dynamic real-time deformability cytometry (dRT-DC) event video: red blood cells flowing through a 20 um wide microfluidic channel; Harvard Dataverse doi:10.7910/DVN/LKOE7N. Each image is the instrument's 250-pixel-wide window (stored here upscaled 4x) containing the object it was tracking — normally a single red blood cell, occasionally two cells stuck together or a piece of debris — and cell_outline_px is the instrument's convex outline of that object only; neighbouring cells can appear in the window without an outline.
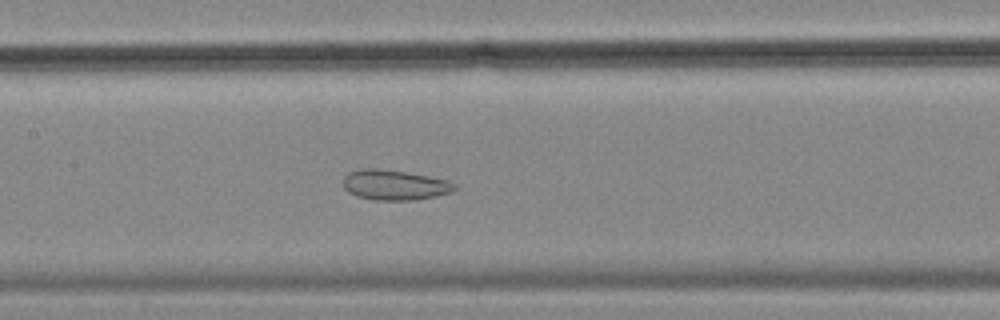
{"species": "common noctule bat (a hibernating species)", "species_latin": "Nyctalus noctula", "temperature_condition": "cold", "stored_images_in_passage": 56, "camera_frame_rate_fps": 3000, "um_per_image_px": 0.085, "animal": {"sex": "female", "body_mass_g": 18.4}, "frame": {"image": 1, "passage_image": 26, "time_ms": 8.333, "image_size_px": [1000, 320], "cell_outline_px": [[456, 188], [452, 192], [436, 196], [416, 200], [376, 200], [356, 196], [348, 192], [344, 188], [344, 176], [348, 172], [360, 168], [376, 168], [404, 172], [428, 176], [448, 180], [456, 184]], "centroid_in_image_um": [33.53, 15.72], "position_along_channel_um": 173.9, "area_um2": 19.65}}
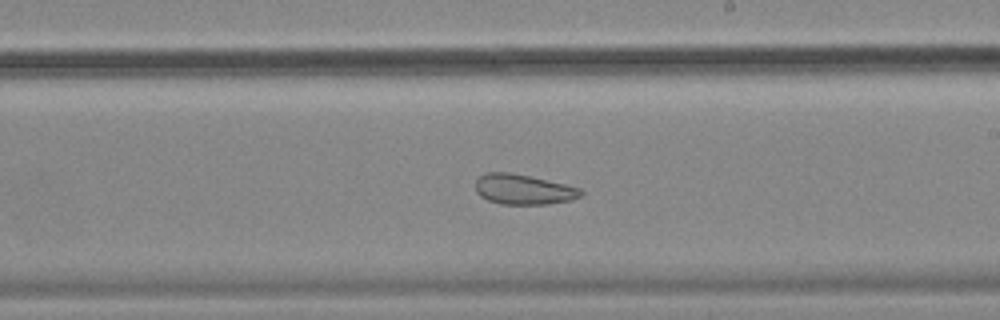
{"frame": {"image": 2, "passage_image": 32, "time_ms": 10.333, "image_size_px": [1000, 320], "cell_outline_px": [[584, 192], [580, 196], [572, 200], [548, 204], [500, 204], [488, 200], [480, 196], [476, 192], [476, 180], [480, 176], [488, 172], [508, 172], [528, 176], [564, 184], [580, 188]], "centroid_in_image_um": [44.48, 16.11], "position_along_channel_um": 244.5, "area_um2": 18.38}}
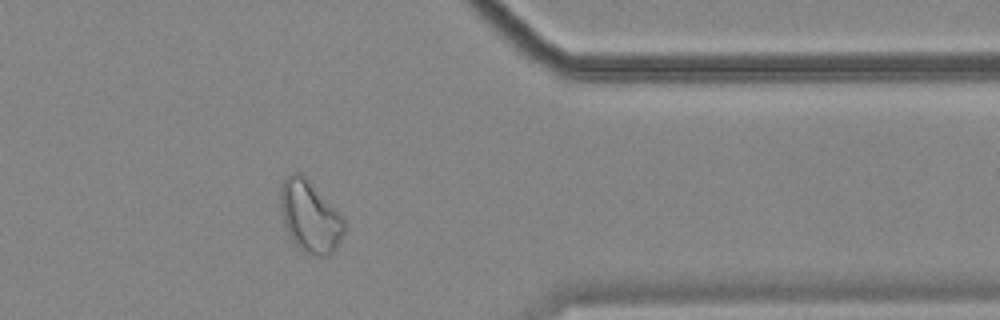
{"frame": {"image": 3, "passage_image": 45, "time_ms": 14.667, "image_size_px": [1000, 320], "cell_outline_px": [[344, 232], [340, 240], [332, 252], [328, 256], [316, 256], [304, 252], [292, 240], [284, 224], [280, 208], [280, 184], [292, 172], [300, 172], [344, 216]], "centroid_in_image_um": [26.34, 18.4], "position_along_channel_um": 385.1, "area_um2": 26.53}, "authors_computed_cell_mechanics": {"area_um2": 27.0504, "velocity_mm_per_s": 3.5558, "shape_relaxation_time_tau1_ms": null, "shape_relaxation_time_tau2_ms": 2.3248, "deformation_change_tau1": null, "deformation_change_tau2": 0.0915}}